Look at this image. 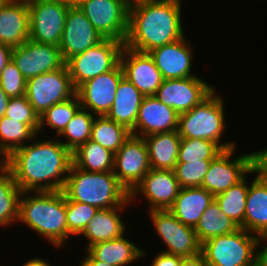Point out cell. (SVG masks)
<instances>
[{"mask_svg":"<svg viewBox=\"0 0 267 266\" xmlns=\"http://www.w3.org/2000/svg\"><path fill=\"white\" fill-rule=\"evenodd\" d=\"M39 136V140L36 135L0 164L22 192L62 191L73 164L72 152L57 137Z\"/></svg>","mask_w":267,"mask_h":266,"instance_id":"6da1fadb","label":"cell"},{"mask_svg":"<svg viewBox=\"0 0 267 266\" xmlns=\"http://www.w3.org/2000/svg\"><path fill=\"white\" fill-rule=\"evenodd\" d=\"M181 0L150 1L129 5L128 33L124 46L143 53L181 39Z\"/></svg>","mask_w":267,"mask_h":266,"instance_id":"7a4b0ae2","label":"cell"},{"mask_svg":"<svg viewBox=\"0 0 267 266\" xmlns=\"http://www.w3.org/2000/svg\"><path fill=\"white\" fill-rule=\"evenodd\" d=\"M18 223L26 225L56 249L67 246L73 237L68 232L66 198L62 191L22 192Z\"/></svg>","mask_w":267,"mask_h":266,"instance_id":"3957f363","label":"cell"},{"mask_svg":"<svg viewBox=\"0 0 267 266\" xmlns=\"http://www.w3.org/2000/svg\"><path fill=\"white\" fill-rule=\"evenodd\" d=\"M65 198L108 209L121 206L130 199V193L113 172H88L70 167L62 189Z\"/></svg>","mask_w":267,"mask_h":266,"instance_id":"277c9868","label":"cell"},{"mask_svg":"<svg viewBox=\"0 0 267 266\" xmlns=\"http://www.w3.org/2000/svg\"><path fill=\"white\" fill-rule=\"evenodd\" d=\"M224 97L214 89L191 110L178 117L177 132L181 138L206 139L215 142L222 150L237 146L235 140L224 142L226 117ZM224 132V133H223Z\"/></svg>","mask_w":267,"mask_h":266,"instance_id":"5b68a950","label":"cell"},{"mask_svg":"<svg viewBox=\"0 0 267 266\" xmlns=\"http://www.w3.org/2000/svg\"><path fill=\"white\" fill-rule=\"evenodd\" d=\"M262 242L259 236L239 228L205 241L201 253L207 266H256Z\"/></svg>","mask_w":267,"mask_h":266,"instance_id":"8992f818","label":"cell"},{"mask_svg":"<svg viewBox=\"0 0 267 266\" xmlns=\"http://www.w3.org/2000/svg\"><path fill=\"white\" fill-rule=\"evenodd\" d=\"M123 42L104 39L97 45L73 56L65 64L75 88L85 81L113 70L120 63Z\"/></svg>","mask_w":267,"mask_h":266,"instance_id":"52a82bcc","label":"cell"},{"mask_svg":"<svg viewBox=\"0 0 267 266\" xmlns=\"http://www.w3.org/2000/svg\"><path fill=\"white\" fill-rule=\"evenodd\" d=\"M29 8V39L38 43L59 46L64 31L66 0H27Z\"/></svg>","mask_w":267,"mask_h":266,"instance_id":"ba28073f","label":"cell"},{"mask_svg":"<svg viewBox=\"0 0 267 266\" xmlns=\"http://www.w3.org/2000/svg\"><path fill=\"white\" fill-rule=\"evenodd\" d=\"M26 97L40 117L54 104L64 102L76 95L66 64L56 70L26 80Z\"/></svg>","mask_w":267,"mask_h":266,"instance_id":"9c48e42d","label":"cell"},{"mask_svg":"<svg viewBox=\"0 0 267 266\" xmlns=\"http://www.w3.org/2000/svg\"><path fill=\"white\" fill-rule=\"evenodd\" d=\"M128 0H84L78 8L104 39L125 42L129 19Z\"/></svg>","mask_w":267,"mask_h":266,"instance_id":"30bf717a","label":"cell"},{"mask_svg":"<svg viewBox=\"0 0 267 266\" xmlns=\"http://www.w3.org/2000/svg\"><path fill=\"white\" fill-rule=\"evenodd\" d=\"M154 230L166 249L161 251L181 257L201 253L202 244L193 227L182 224L168 209L148 212Z\"/></svg>","mask_w":267,"mask_h":266,"instance_id":"8fae6325","label":"cell"},{"mask_svg":"<svg viewBox=\"0 0 267 266\" xmlns=\"http://www.w3.org/2000/svg\"><path fill=\"white\" fill-rule=\"evenodd\" d=\"M236 147L223 150L212 159L201 187L214 196L240 182L254 168V153L236 156Z\"/></svg>","mask_w":267,"mask_h":266,"instance_id":"7c38bea8","label":"cell"},{"mask_svg":"<svg viewBox=\"0 0 267 266\" xmlns=\"http://www.w3.org/2000/svg\"><path fill=\"white\" fill-rule=\"evenodd\" d=\"M151 169L143 137L131 135L114 154L113 173L130 193Z\"/></svg>","mask_w":267,"mask_h":266,"instance_id":"4fadbf2b","label":"cell"},{"mask_svg":"<svg viewBox=\"0 0 267 266\" xmlns=\"http://www.w3.org/2000/svg\"><path fill=\"white\" fill-rule=\"evenodd\" d=\"M181 187L173 170L150 169L130 192L133 204L136 198L144 199L150 210H167L178 196ZM143 196V197H142Z\"/></svg>","mask_w":267,"mask_h":266,"instance_id":"5bb4252c","label":"cell"},{"mask_svg":"<svg viewBox=\"0 0 267 266\" xmlns=\"http://www.w3.org/2000/svg\"><path fill=\"white\" fill-rule=\"evenodd\" d=\"M124 72L119 63L113 70L91 78L76 88L81 108L95 116H106L116 96Z\"/></svg>","mask_w":267,"mask_h":266,"instance_id":"9a60e30c","label":"cell"},{"mask_svg":"<svg viewBox=\"0 0 267 266\" xmlns=\"http://www.w3.org/2000/svg\"><path fill=\"white\" fill-rule=\"evenodd\" d=\"M214 89L201 76L168 79L162 81L155 97L180 115L198 105Z\"/></svg>","mask_w":267,"mask_h":266,"instance_id":"2e32d148","label":"cell"},{"mask_svg":"<svg viewBox=\"0 0 267 266\" xmlns=\"http://www.w3.org/2000/svg\"><path fill=\"white\" fill-rule=\"evenodd\" d=\"M11 59L26 80L45 72L56 71L65 65L59 46L30 39L12 48Z\"/></svg>","mask_w":267,"mask_h":266,"instance_id":"e0dca14e","label":"cell"},{"mask_svg":"<svg viewBox=\"0 0 267 266\" xmlns=\"http://www.w3.org/2000/svg\"><path fill=\"white\" fill-rule=\"evenodd\" d=\"M104 40L78 6L67 10L64 31L59 49L66 63L70 58Z\"/></svg>","mask_w":267,"mask_h":266,"instance_id":"ac0fdd59","label":"cell"},{"mask_svg":"<svg viewBox=\"0 0 267 266\" xmlns=\"http://www.w3.org/2000/svg\"><path fill=\"white\" fill-rule=\"evenodd\" d=\"M188 40L184 35L181 39L148 52L164 80L200 76L192 72L195 50Z\"/></svg>","mask_w":267,"mask_h":266,"instance_id":"d6986e66","label":"cell"},{"mask_svg":"<svg viewBox=\"0 0 267 266\" xmlns=\"http://www.w3.org/2000/svg\"><path fill=\"white\" fill-rule=\"evenodd\" d=\"M120 64L124 77L144 96H155L164 79L149 53L138 52L123 46Z\"/></svg>","mask_w":267,"mask_h":266,"instance_id":"ffe728a7","label":"cell"},{"mask_svg":"<svg viewBox=\"0 0 267 266\" xmlns=\"http://www.w3.org/2000/svg\"><path fill=\"white\" fill-rule=\"evenodd\" d=\"M179 114L155 96H144L131 135L145 137L155 133L176 131Z\"/></svg>","mask_w":267,"mask_h":266,"instance_id":"44dd1931","label":"cell"},{"mask_svg":"<svg viewBox=\"0 0 267 266\" xmlns=\"http://www.w3.org/2000/svg\"><path fill=\"white\" fill-rule=\"evenodd\" d=\"M29 39V8L27 0L0 2V43L18 47Z\"/></svg>","mask_w":267,"mask_h":266,"instance_id":"7402d4cb","label":"cell"},{"mask_svg":"<svg viewBox=\"0 0 267 266\" xmlns=\"http://www.w3.org/2000/svg\"><path fill=\"white\" fill-rule=\"evenodd\" d=\"M131 205L132 203L129 199L121 206L99 209L89 221L84 231L79 235L87 239L88 243L84 246V250H87L96 243L116 239L127 233L125 231H127L128 227L125 224L126 222L122 220L121 215Z\"/></svg>","mask_w":267,"mask_h":266,"instance_id":"603a6c76","label":"cell"},{"mask_svg":"<svg viewBox=\"0 0 267 266\" xmlns=\"http://www.w3.org/2000/svg\"><path fill=\"white\" fill-rule=\"evenodd\" d=\"M255 178L249 182L244 215V229L267 241V179L254 168Z\"/></svg>","mask_w":267,"mask_h":266,"instance_id":"cb8c5ba5","label":"cell"},{"mask_svg":"<svg viewBox=\"0 0 267 266\" xmlns=\"http://www.w3.org/2000/svg\"><path fill=\"white\" fill-rule=\"evenodd\" d=\"M87 251L96 260L111 266L131 265L147 256V251L130 241L129 236L127 238L125 234L116 239L96 243L90 246Z\"/></svg>","mask_w":267,"mask_h":266,"instance_id":"d4e9b609","label":"cell"},{"mask_svg":"<svg viewBox=\"0 0 267 266\" xmlns=\"http://www.w3.org/2000/svg\"><path fill=\"white\" fill-rule=\"evenodd\" d=\"M215 196L202 187L181 188L168 209L182 224L195 228Z\"/></svg>","mask_w":267,"mask_h":266,"instance_id":"484cf974","label":"cell"},{"mask_svg":"<svg viewBox=\"0 0 267 266\" xmlns=\"http://www.w3.org/2000/svg\"><path fill=\"white\" fill-rule=\"evenodd\" d=\"M144 95L125 77L118 84L116 96L106 117L132 131Z\"/></svg>","mask_w":267,"mask_h":266,"instance_id":"4316f807","label":"cell"},{"mask_svg":"<svg viewBox=\"0 0 267 266\" xmlns=\"http://www.w3.org/2000/svg\"><path fill=\"white\" fill-rule=\"evenodd\" d=\"M143 139L147 145L151 169L174 171L181 141L177 130L151 134Z\"/></svg>","mask_w":267,"mask_h":266,"instance_id":"83f0119b","label":"cell"},{"mask_svg":"<svg viewBox=\"0 0 267 266\" xmlns=\"http://www.w3.org/2000/svg\"><path fill=\"white\" fill-rule=\"evenodd\" d=\"M73 165L88 172H113L114 153L88 140L72 152Z\"/></svg>","mask_w":267,"mask_h":266,"instance_id":"f1b7e54d","label":"cell"},{"mask_svg":"<svg viewBox=\"0 0 267 266\" xmlns=\"http://www.w3.org/2000/svg\"><path fill=\"white\" fill-rule=\"evenodd\" d=\"M250 174L254 176V168L240 182L231 186L223 193L216 195L214 198L220 210L243 229L246 197L249 188L247 176Z\"/></svg>","mask_w":267,"mask_h":266,"instance_id":"f546056e","label":"cell"},{"mask_svg":"<svg viewBox=\"0 0 267 266\" xmlns=\"http://www.w3.org/2000/svg\"><path fill=\"white\" fill-rule=\"evenodd\" d=\"M239 228L237 224L220 210L218 203L213 200L200 217L194 229L198 240L202 244L213 237L235 232Z\"/></svg>","mask_w":267,"mask_h":266,"instance_id":"4dcf8cb0","label":"cell"},{"mask_svg":"<svg viewBox=\"0 0 267 266\" xmlns=\"http://www.w3.org/2000/svg\"><path fill=\"white\" fill-rule=\"evenodd\" d=\"M21 193L13 176L0 164V227L18 222Z\"/></svg>","mask_w":267,"mask_h":266,"instance_id":"1f68e13d","label":"cell"},{"mask_svg":"<svg viewBox=\"0 0 267 266\" xmlns=\"http://www.w3.org/2000/svg\"><path fill=\"white\" fill-rule=\"evenodd\" d=\"M37 134L26 124L6 116L0 118V163Z\"/></svg>","mask_w":267,"mask_h":266,"instance_id":"d6a6232c","label":"cell"},{"mask_svg":"<svg viewBox=\"0 0 267 266\" xmlns=\"http://www.w3.org/2000/svg\"><path fill=\"white\" fill-rule=\"evenodd\" d=\"M130 136L131 131L125 126L108 119L106 116H95L90 140L114 154Z\"/></svg>","mask_w":267,"mask_h":266,"instance_id":"836d02e7","label":"cell"},{"mask_svg":"<svg viewBox=\"0 0 267 266\" xmlns=\"http://www.w3.org/2000/svg\"><path fill=\"white\" fill-rule=\"evenodd\" d=\"M94 118L91 112L80 108L57 138L71 152L75 151L91 138Z\"/></svg>","mask_w":267,"mask_h":266,"instance_id":"e575fe53","label":"cell"},{"mask_svg":"<svg viewBox=\"0 0 267 266\" xmlns=\"http://www.w3.org/2000/svg\"><path fill=\"white\" fill-rule=\"evenodd\" d=\"M80 108L81 103L77 95L64 102L54 104L39 117L38 135L42 132L45 136L43 132L45 128H48L51 131L53 129L55 137H57Z\"/></svg>","mask_w":267,"mask_h":266,"instance_id":"d590c367","label":"cell"},{"mask_svg":"<svg viewBox=\"0 0 267 266\" xmlns=\"http://www.w3.org/2000/svg\"><path fill=\"white\" fill-rule=\"evenodd\" d=\"M222 151L215 142L210 140L181 138L177 163L212 160Z\"/></svg>","mask_w":267,"mask_h":266,"instance_id":"8d00e7d4","label":"cell"},{"mask_svg":"<svg viewBox=\"0 0 267 266\" xmlns=\"http://www.w3.org/2000/svg\"><path fill=\"white\" fill-rule=\"evenodd\" d=\"M98 210L95 206L66 199L68 232L78 238Z\"/></svg>","mask_w":267,"mask_h":266,"instance_id":"74e56055","label":"cell"},{"mask_svg":"<svg viewBox=\"0 0 267 266\" xmlns=\"http://www.w3.org/2000/svg\"><path fill=\"white\" fill-rule=\"evenodd\" d=\"M212 160L177 163L174 169L181 188L201 187Z\"/></svg>","mask_w":267,"mask_h":266,"instance_id":"f35d334b","label":"cell"},{"mask_svg":"<svg viewBox=\"0 0 267 266\" xmlns=\"http://www.w3.org/2000/svg\"><path fill=\"white\" fill-rule=\"evenodd\" d=\"M5 116L26 123L38 135L39 116L29 103L26 95L11 97Z\"/></svg>","mask_w":267,"mask_h":266,"instance_id":"ab89813d","label":"cell"},{"mask_svg":"<svg viewBox=\"0 0 267 266\" xmlns=\"http://www.w3.org/2000/svg\"><path fill=\"white\" fill-rule=\"evenodd\" d=\"M0 87L10 98L26 94V79L12 59L0 72Z\"/></svg>","mask_w":267,"mask_h":266,"instance_id":"60d3db41","label":"cell"},{"mask_svg":"<svg viewBox=\"0 0 267 266\" xmlns=\"http://www.w3.org/2000/svg\"><path fill=\"white\" fill-rule=\"evenodd\" d=\"M182 258L178 255L160 251L153 257L150 266H180Z\"/></svg>","mask_w":267,"mask_h":266,"instance_id":"b9f144b4","label":"cell"},{"mask_svg":"<svg viewBox=\"0 0 267 266\" xmlns=\"http://www.w3.org/2000/svg\"><path fill=\"white\" fill-rule=\"evenodd\" d=\"M254 153V168L264 179H267V148Z\"/></svg>","mask_w":267,"mask_h":266,"instance_id":"7bdbcfd3","label":"cell"},{"mask_svg":"<svg viewBox=\"0 0 267 266\" xmlns=\"http://www.w3.org/2000/svg\"><path fill=\"white\" fill-rule=\"evenodd\" d=\"M180 266H207L202 253L192 257H183Z\"/></svg>","mask_w":267,"mask_h":266,"instance_id":"ee69618b","label":"cell"},{"mask_svg":"<svg viewBox=\"0 0 267 266\" xmlns=\"http://www.w3.org/2000/svg\"><path fill=\"white\" fill-rule=\"evenodd\" d=\"M12 47L0 43V72L11 60Z\"/></svg>","mask_w":267,"mask_h":266,"instance_id":"f6af8a7d","label":"cell"},{"mask_svg":"<svg viewBox=\"0 0 267 266\" xmlns=\"http://www.w3.org/2000/svg\"><path fill=\"white\" fill-rule=\"evenodd\" d=\"M86 255L82 258L79 266H111L105 262L96 260L87 250H85Z\"/></svg>","mask_w":267,"mask_h":266,"instance_id":"bcb514c9","label":"cell"},{"mask_svg":"<svg viewBox=\"0 0 267 266\" xmlns=\"http://www.w3.org/2000/svg\"><path fill=\"white\" fill-rule=\"evenodd\" d=\"M267 241H263L257 252L256 266H267ZM265 246V247H264Z\"/></svg>","mask_w":267,"mask_h":266,"instance_id":"7dc6e473","label":"cell"},{"mask_svg":"<svg viewBox=\"0 0 267 266\" xmlns=\"http://www.w3.org/2000/svg\"><path fill=\"white\" fill-rule=\"evenodd\" d=\"M10 97L0 87V118L5 116Z\"/></svg>","mask_w":267,"mask_h":266,"instance_id":"c3c4849f","label":"cell"},{"mask_svg":"<svg viewBox=\"0 0 267 266\" xmlns=\"http://www.w3.org/2000/svg\"><path fill=\"white\" fill-rule=\"evenodd\" d=\"M45 258L35 257L34 259H28L22 266H53Z\"/></svg>","mask_w":267,"mask_h":266,"instance_id":"681fc988","label":"cell"},{"mask_svg":"<svg viewBox=\"0 0 267 266\" xmlns=\"http://www.w3.org/2000/svg\"><path fill=\"white\" fill-rule=\"evenodd\" d=\"M129 4H138L142 2H150V1H163V0H128Z\"/></svg>","mask_w":267,"mask_h":266,"instance_id":"f907efd6","label":"cell"},{"mask_svg":"<svg viewBox=\"0 0 267 266\" xmlns=\"http://www.w3.org/2000/svg\"><path fill=\"white\" fill-rule=\"evenodd\" d=\"M71 6H77L84 0H66Z\"/></svg>","mask_w":267,"mask_h":266,"instance_id":"816d5d0a","label":"cell"}]
</instances>
